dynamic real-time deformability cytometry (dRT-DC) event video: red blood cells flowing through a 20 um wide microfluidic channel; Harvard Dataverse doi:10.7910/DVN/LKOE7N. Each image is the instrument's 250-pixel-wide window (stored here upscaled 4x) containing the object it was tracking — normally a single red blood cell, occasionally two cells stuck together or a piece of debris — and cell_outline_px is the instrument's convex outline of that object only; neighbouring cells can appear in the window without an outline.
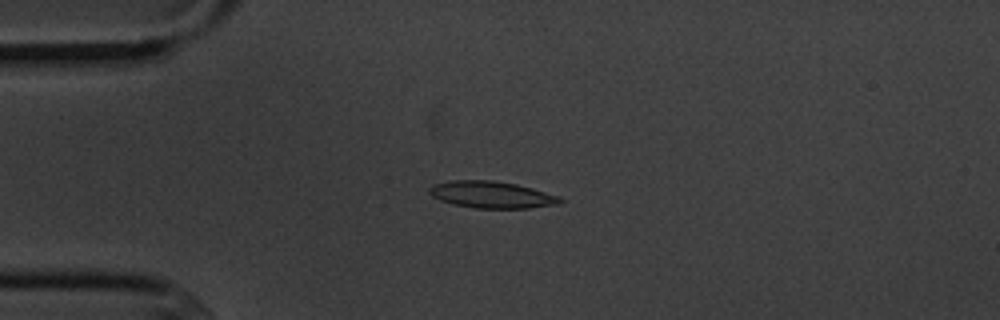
{"species": "common noctule bat (a hibernating species)", "species_latin": "Nyctalus noctula", "temperature_condition": "cold", "stored_images_in_passage": 4, "camera_frame_rate_fps": 3000, "um_per_image_px": 0.085, "animal": {"sex": "male", "body_mass_g": 20.1, "forearm_length_mm": 53.5}, "frame": {"image": 1, "passage_image": 2, "time_ms": 1.0, "image_size_px": [1000, 320], "cell_outline_px": [[564, 200], [560, 204], [528, 208], [476, 208], [456, 204], [440, 200], [432, 196], [428, 192], [428, 188], [432, 184], [452, 180], [492, 180], [516, 184], [532, 188], [560, 196]], "centroid_in_image_um": [41.8, 16.54], "position_along_channel_um": 43.2, "area_um2": 20.46}}
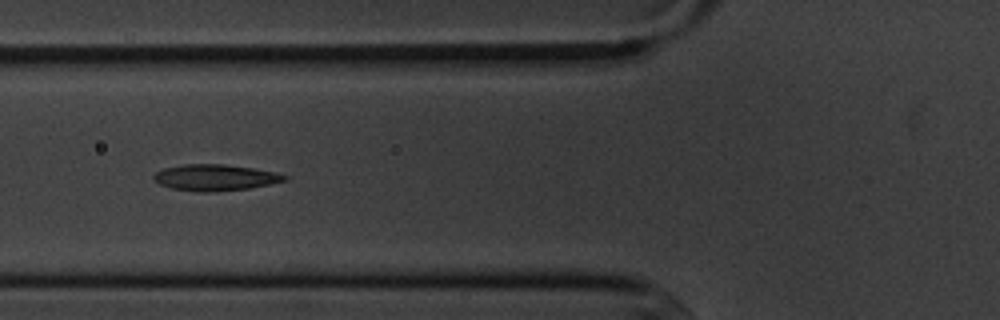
{"frame": {"image": 2, "passage_image": 4, "time_ms": 3.333, "image_size_px": [1000, 320], "cell_outline_px": [[288, 180], [248, 188], [208, 192], [196, 192], [172, 188], [160, 184], [152, 180], [152, 176], [156, 172], [164, 168], [184, 164], [224, 164], [252, 168], [276, 172], [288, 176]], "centroid_in_image_um": [18.26, 15.08], "position_along_channel_um": 107.5, "area_um2": 19.94}}